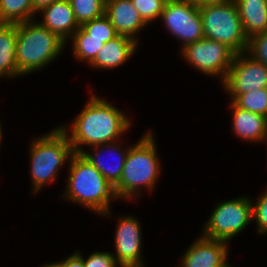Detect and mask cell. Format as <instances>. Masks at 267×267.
<instances>
[{"label":"cell","instance_id":"d6a6232c","mask_svg":"<svg viewBox=\"0 0 267 267\" xmlns=\"http://www.w3.org/2000/svg\"><path fill=\"white\" fill-rule=\"evenodd\" d=\"M1 139H2V128H1V124H0V144H1Z\"/></svg>","mask_w":267,"mask_h":267},{"label":"cell","instance_id":"f546056e","mask_svg":"<svg viewBox=\"0 0 267 267\" xmlns=\"http://www.w3.org/2000/svg\"><path fill=\"white\" fill-rule=\"evenodd\" d=\"M59 0H32L33 14L39 13L43 8Z\"/></svg>","mask_w":267,"mask_h":267},{"label":"cell","instance_id":"30bf717a","mask_svg":"<svg viewBox=\"0 0 267 267\" xmlns=\"http://www.w3.org/2000/svg\"><path fill=\"white\" fill-rule=\"evenodd\" d=\"M246 52L235 54L225 80L222 82L232 101L239 95L267 88V66Z\"/></svg>","mask_w":267,"mask_h":267},{"label":"cell","instance_id":"f1b7e54d","mask_svg":"<svg viewBox=\"0 0 267 267\" xmlns=\"http://www.w3.org/2000/svg\"><path fill=\"white\" fill-rule=\"evenodd\" d=\"M83 256L80 252L73 253L64 261L52 263L55 267H84Z\"/></svg>","mask_w":267,"mask_h":267},{"label":"cell","instance_id":"8fae6325","mask_svg":"<svg viewBox=\"0 0 267 267\" xmlns=\"http://www.w3.org/2000/svg\"><path fill=\"white\" fill-rule=\"evenodd\" d=\"M141 226L132 216L119 219L113 255L120 267H144L141 257Z\"/></svg>","mask_w":267,"mask_h":267},{"label":"cell","instance_id":"2e32d148","mask_svg":"<svg viewBox=\"0 0 267 267\" xmlns=\"http://www.w3.org/2000/svg\"><path fill=\"white\" fill-rule=\"evenodd\" d=\"M232 108V128L234 133L243 140L251 142L263 141L267 134L266 117L250 112L238 107L233 101L230 102Z\"/></svg>","mask_w":267,"mask_h":267},{"label":"cell","instance_id":"52a82bcc","mask_svg":"<svg viewBox=\"0 0 267 267\" xmlns=\"http://www.w3.org/2000/svg\"><path fill=\"white\" fill-rule=\"evenodd\" d=\"M252 205L246 197L219 203L207 221L202 236L228 242L253 220Z\"/></svg>","mask_w":267,"mask_h":267},{"label":"cell","instance_id":"9a60e30c","mask_svg":"<svg viewBox=\"0 0 267 267\" xmlns=\"http://www.w3.org/2000/svg\"><path fill=\"white\" fill-rule=\"evenodd\" d=\"M138 46L133 39L118 35L114 39L104 43L103 47L98 51L91 66L102 69H113L127 62Z\"/></svg>","mask_w":267,"mask_h":267},{"label":"cell","instance_id":"7402d4cb","mask_svg":"<svg viewBox=\"0 0 267 267\" xmlns=\"http://www.w3.org/2000/svg\"><path fill=\"white\" fill-rule=\"evenodd\" d=\"M106 0H69L79 26L105 14Z\"/></svg>","mask_w":267,"mask_h":267},{"label":"cell","instance_id":"83f0119b","mask_svg":"<svg viewBox=\"0 0 267 267\" xmlns=\"http://www.w3.org/2000/svg\"><path fill=\"white\" fill-rule=\"evenodd\" d=\"M84 267H117L119 264L109 252H94L85 260L83 258Z\"/></svg>","mask_w":267,"mask_h":267},{"label":"cell","instance_id":"603a6c76","mask_svg":"<svg viewBox=\"0 0 267 267\" xmlns=\"http://www.w3.org/2000/svg\"><path fill=\"white\" fill-rule=\"evenodd\" d=\"M233 102L242 109L266 117L267 88H261L245 94H241Z\"/></svg>","mask_w":267,"mask_h":267},{"label":"cell","instance_id":"d6986e66","mask_svg":"<svg viewBox=\"0 0 267 267\" xmlns=\"http://www.w3.org/2000/svg\"><path fill=\"white\" fill-rule=\"evenodd\" d=\"M17 24L0 23V77L19 76L16 62Z\"/></svg>","mask_w":267,"mask_h":267},{"label":"cell","instance_id":"7a4b0ae2","mask_svg":"<svg viewBox=\"0 0 267 267\" xmlns=\"http://www.w3.org/2000/svg\"><path fill=\"white\" fill-rule=\"evenodd\" d=\"M69 166L65 198L108 216L111 199H117L114 187L80 153L71 156Z\"/></svg>","mask_w":267,"mask_h":267},{"label":"cell","instance_id":"277c9868","mask_svg":"<svg viewBox=\"0 0 267 267\" xmlns=\"http://www.w3.org/2000/svg\"><path fill=\"white\" fill-rule=\"evenodd\" d=\"M65 41L39 21L17 23L16 62L19 75L35 72L63 51Z\"/></svg>","mask_w":267,"mask_h":267},{"label":"cell","instance_id":"5b68a950","mask_svg":"<svg viewBox=\"0 0 267 267\" xmlns=\"http://www.w3.org/2000/svg\"><path fill=\"white\" fill-rule=\"evenodd\" d=\"M205 38L218 41L235 54L247 52L248 38L234 0H221L199 4Z\"/></svg>","mask_w":267,"mask_h":267},{"label":"cell","instance_id":"d4e9b609","mask_svg":"<svg viewBox=\"0 0 267 267\" xmlns=\"http://www.w3.org/2000/svg\"><path fill=\"white\" fill-rule=\"evenodd\" d=\"M142 19L148 24L160 18L167 0H131Z\"/></svg>","mask_w":267,"mask_h":267},{"label":"cell","instance_id":"836d02e7","mask_svg":"<svg viewBox=\"0 0 267 267\" xmlns=\"http://www.w3.org/2000/svg\"><path fill=\"white\" fill-rule=\"evenodd\" d=\"M264 141H266V144H267V134H266V136H265V138H264Z\"/></svg>","mask_w":267,"mask_h":267},{"label":"cell","instance_id":"3957f363","mask_svg":"<svg viewBox=\"0 0 267 267\" xmlns=\"http://www.w3.org/2000/svg\"><path fill=\"white\" fill-rule=\"evenodd\" d=\"M153 137L149 130L134 146H129L122 176L114 186L117 198L132 199L135 195L139 197L142 186L150 192L155 186L160 163Z\"/></svg>","mask_w":267,"mask_h":267},{"label":"cell","instance_id":"1f68e13d","mask_svg":"<svg viewBox=\"0 0 267 267\" xmlns=\"http://www.w3.org/2000/svg\"><path fill=\"white\" fill-rule=\"evenodd\" d=\"M42 267H55L53 264H46V265H43Z\"/></svg>","mask_w":267,"mask_h":267},{"label":"cell","instance_id":"7c38bea8","mask_svg":"<svg viewBox=\"0 0 267 267\" xmlns=\"http://www.w3.org/2000/svg\"><path fill=\"white\" fill-rule=\"evenodd\" d=\"M227 243L202 236L184 253L179 267H224L227 264Z\"/></svg>","mask_w":267,"mask_h":267},{"label":"cell","instance_id":"e575fe53","mask_svg":"<svg viewBox=\"0 0 267 267\" xmlns=\"http://www.w3.org/2000/svg\"><path fill=\"white\" fill-rule=\"evenodd\" d=\"M224 267H231L228 263Z\"/></svg>","mask_w":267,"mask_h":267},{"label":"cell","instance_id":"4dcf8cb0","mask_svg":"<svg viewBox=\"0 0 267 267\" xmlns=\"http://www.w3.org/2000/svg\"><path fill=\"white\" fill-rule=\"evenodd\" d=\"M184 1H192L196 4H201V3H205V2H217V1H221V0H184Z\"/></svg>","mask_w":267,"mask_h":267},{"label":"cell","instance_id":"ffe728a7","mask_svg":"<svg viewBox=\"0 0 267 267\" xmlns=\"http://www.w3.org/2000/svg\"><path fill=\"white\" fill-rule=\"evenodd\" d=\"M33 19L32 0H0V23L17 24Z\"/></svg>","mask_w":267,"mask_h":267},{"label":"cell","instance_id":"4316f807","mask_svg":"<svg viewBox=\"0 0 267 267\" xmlns=\"http://www.w3.org/2000/svg\"><path fill=\"white\" fill-rule=\"evenodd\" d=\"M252 214L258 226V233H267V191L258 198L256 205H252Z\"/></svg>","mask_w":267,"mask_h":267},{"label":"cell","instance_id":"484cf974","mask_svg":"<svg viewBox=\"0 0 267 267\" xmlns=\"http://www.w3.org/2000/svg\"><path fill=\"white\" fill-rule=\"evenodd\" d=\"M246 53L267 66V31L254 35L248 40Z\"/></svg>","mask_w":267,"mask_h":267},{"label":"cell","instance_id":"ac0fdd59","mask_svg":"<svg viewBox=\"0 0 267 267\" xmlns=\"http://www.w3.org/2000/svg\"><path fill=\"white\" fill-rule=\"evenodd\" d=\"M119 143H106V144H101V145H97V146H93L95 151V153H87L86 151H83L81 154L83 155V157L89 161L104 177L105 179L114 187L120 180L121 176H122V172H123V167L126 161V157H127V152L129 150V148L122 149V147L120 148V144ZM106 147V148H105ZM102 148V149H101ZM104 150L108 151H114L116 152L115 155L117 156V165L116 166H108L104 163V161H102L101 154L103 152H105ZM113 154V153H111ZM115 156V157H116ZM115 163V164H116Z\"/></svg>","mask_w":267,"mask_h":267},{"label":"cell","instance_id":"5bb4252c","mask_svg":"<svg viewBox=\"0 0 267 267\" xmlns=\"http://www.w3.org/2000/svg\"><path fill=\"white\" fill-rule=\"evenodd\" d=\"M43 21L39 22L65 42L80 27L76 22L69 0L55 1L41 11Z\"/></svg>","mask_w":267,"mask_h":267},{"label":"cell","instance_id":"cb8c5ba5","mask_svg":"<svg viewBox=\"0 0 267 267\" xmlns=\"http://www.w3.org/2000/svg\"><path fill=\"white\" fill-rule=\"evenodd\" d=\"M80 27L88 34V38L114 39L118 36L115 28L105 14L82 24Z\"/></svg>","mask_w":267,"mask_h":267},{"label":"cell","instance_id":"4fadbf2b","mask_svg":"<svg viewBox=\"0 0 267 267\" xmlns=\"http://www.w3.org/2000/svg\"><path fill=\"white\" fill-rule=\"evenodd\" d=\"M105 15L109 18L118 35L127 36L137 43L136 33L148 25L133 6L131 0H106Z\"/></svg>","mask_w":267,"mask_h":267},{"label":"cell","instance_id":"44dd1931","mask_svg":"<svg viewBox=\"0 0 267 267\" xmlns=\"http://www.w3.org/2000/svg\"><path fill=\"white\" fill-rule=\"evenodd\" d=\"M73 40L74 57L90 64L96 57L98 51L103 47L104 43L112 39H96L88 38V34L79 27L71 36Z\"/></svg>","mask_w":267,"mask_h":267},{"label":"cell","instance_id":"ba28073f","mask_svg":"<svg viewBox=\"0 0 267 267\" xmlns=\"http://www.w3.org/2000/svg\"><path fill=\"white\" fill-rule=\"evenodd\" d=\"M182 48L184 59L207 75H220L225 80L235 53L225 44L203 37Z\"/></svg>","mask_w":267,"mask_h":267},{"label":"cell","instance_id":"8992f818","mask_svg":"<svg viewBox=\"0 0 267 267\" xmlns=\"http://www.w3.org/2000/svg\"><path fill=\"white\" fill-rule=\"evenodd\" d=\"M31 178L34 192L52 182L64 162L74 154L67 134L60 128L32 141L30 148Z\"/></svg>","mask_w":267,"mask_h":267},{"label":"cell","instance_id":"6da1fadb","mask_svg":"<svg viewBox=\"0 0 267 267\" xmlns=\"http://www.w3.org/2000/svg\"><path fill=\"white\" fill-rule=\"evenodd\" d=\"M130 127V120L121 110L98 96L92 95L83 110L74 119L71 133L63 125L74 153H82L81 146H97L116 142ZM81 147V148H80Z\"/></svg>","mask_w":267,"mask_h":267},{"label":"cell","instance_id":"9c48e42d","mask_svg":"<svg viewBox=\"0 0 267 267\" xmlns=\"http://www.w3.org/2000/svg\"><path fill=\"white\" fill-rule=\"evenodd\" d=\"M160 18L167 30L182 42V47L204 37L199 4L184 0H167Z\"/></svg>","mask_w":267,"mask_h":267},{"label":"cell","instance_id":"e0dca14e","mask_svg":"<svg viewBox=\"0 0 267 267\" xmlns=\"http://www.w3.org/2000/svg\"><path fill=\"white\" fill-rule=\"evenodd\" d=\"M248 40L267 31V0H234Z\"/></svg>","mask_w":267,"mask_h":267}]
</instances>
